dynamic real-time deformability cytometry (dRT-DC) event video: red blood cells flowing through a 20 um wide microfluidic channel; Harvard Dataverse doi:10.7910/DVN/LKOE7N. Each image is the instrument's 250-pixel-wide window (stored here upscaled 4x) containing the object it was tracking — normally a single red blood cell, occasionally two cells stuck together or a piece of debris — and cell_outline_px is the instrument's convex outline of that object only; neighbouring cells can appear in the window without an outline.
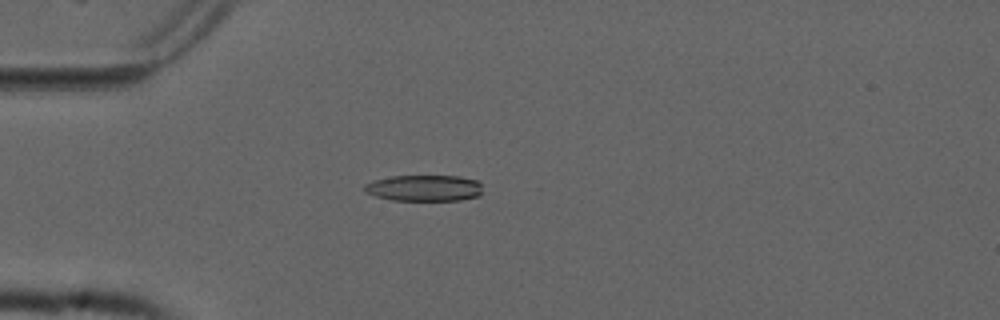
{"species": "common noctule bat (a hibernating species)", "species_latin": "Nyctalus noctula", "temperature_condition": "cold", "stored_images_in_passage": 40, "camera_frame_rate_fps": 3000, "um_per_image_px": 0.085, "animal": {"sex": "male", "forearm_length_mm": 52.5}, "frame": {"image": 1, "passage_image": 1, "time_ms": 0.0, "image_size_px": [1000, 320], "cell_outline_px": [[480, 196], [460, 200], [392, 200], [376, 196], [364, 192], [364, 184], [372, 180], [392, 176], [460, 176], [476, 180], [480, 184]], "centroid_in_image_um": [36.02, 15.98], "position_along_channel_um": 49.0, "area_um2": 18.03}}
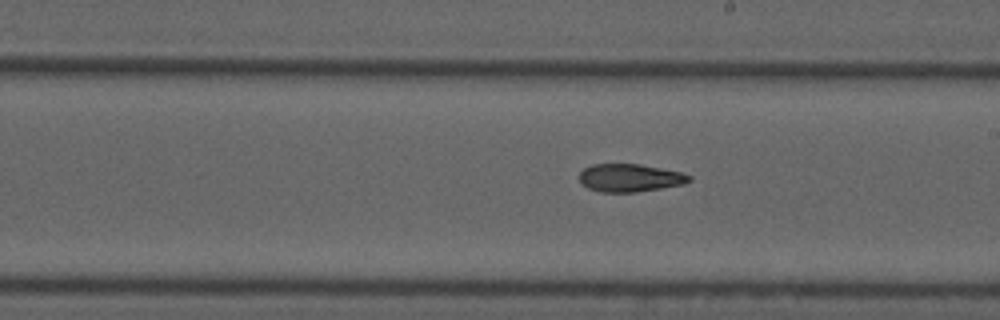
{"frame": {"image": 2, "passage_image": 17, "time_ms": 5.333, "image_size_px": [1000, 320], "cell_outline_px": [[692, 180], [684, 184], [636, 192], [600, 192], [588, 188], [580, 184], [580, 172], [584, 168], [592, 164], [640, 164], [680, 172], [692, 176]], "centroid_in_image_um": [53.52, 15.12], "position_along_channel_um": 235.5, "area_um2": 17.86}}
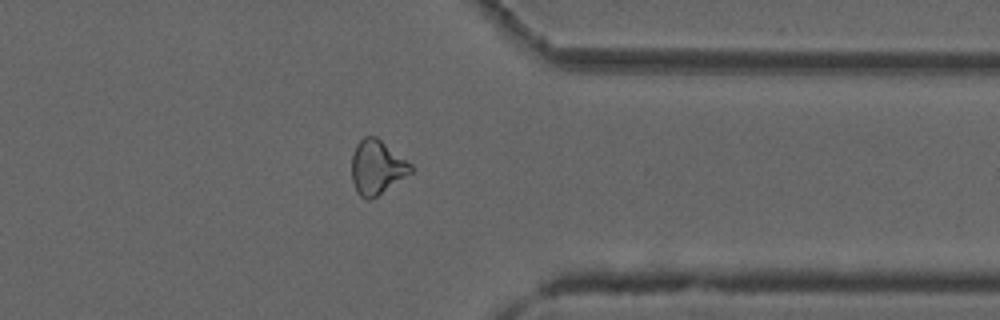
{"frame": {"image": 3, "passage_image": 29, "time_ms": 9.333, "image_size_px": [1000, 320], "cell_outline_px": [[412, 172], [376, 196], [368, 200], [364, 200], [356, 192], [352, 180], [352, 156], [356, 144], [364, 136], [376, 136], [412, 164]], "centroid_in_image_um": [32.01, 14.21], "position_along_channel_um": 379.4, "area_um2": 18.55}}